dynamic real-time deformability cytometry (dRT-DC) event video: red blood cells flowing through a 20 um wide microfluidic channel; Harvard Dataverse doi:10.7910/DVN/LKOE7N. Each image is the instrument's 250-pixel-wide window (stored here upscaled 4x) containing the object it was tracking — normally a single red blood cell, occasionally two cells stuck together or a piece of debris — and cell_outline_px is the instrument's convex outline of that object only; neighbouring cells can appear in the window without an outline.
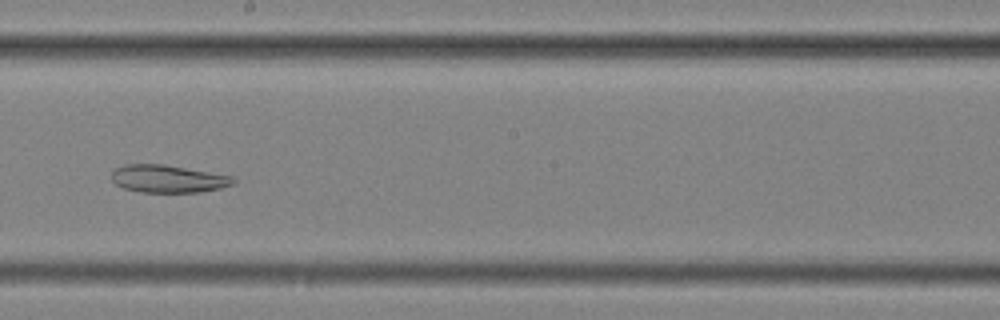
{"species": "common noctule bat (a hibernating species)", "species_latin": "Nyctalus noctula", "temperature_condition": "cold", "stored_images_in_passage": 52, "segment_of_instrument_passage": [2, 2], "camera_frame_rate_fps": 3000, "um_per_image_px": 0.085, "animal": {"sex": "female", "body_mass_g": 25.1}, "frame": {"image": 1, "passage_image": 28, "time_ms": 9.0, "image_size_px": [1000, 320], "cell_outline_px": [[236, 180], [232, 184], [220, 188], [200, 192], [140, 192], [124, 188], [116, 184], [112, 180], [112, 172], [116, 168], [124, 164], [164, 164], [232, 176]], "centroid_in_image_um": [14.26, 15.19], "position_along_channel_um": 233.9, "area_um2": 19.48}}
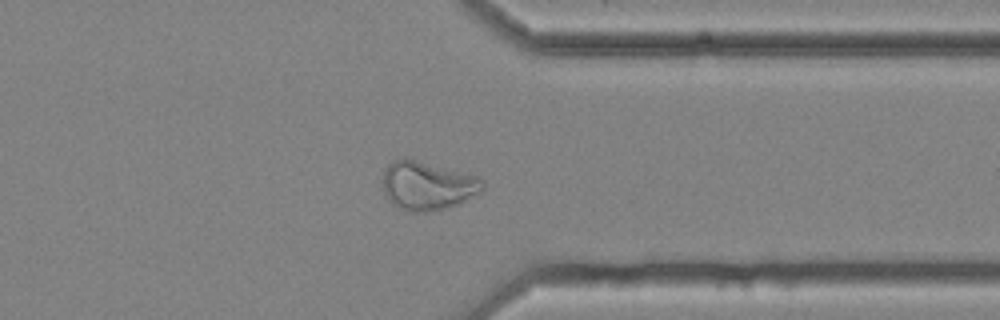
{"frame": {"image": 2, "passage_image": 40, "time_ms": 13.0, "image_size_px": [1000, 320], "cell_outline_px": [[484, 188], [480, 192], [460, 204], [428, 212], [424, 212], [404, 208], [392, 204], [388, 200], [384, 192], [380, 180], [388, 164], [392, 160], [416, 160], [480, 176], [484, 180]], "centroid_in_image_um": [36.36, 15.77], "position_along_channel_um": 375.0, "area_um2": 28.21}}
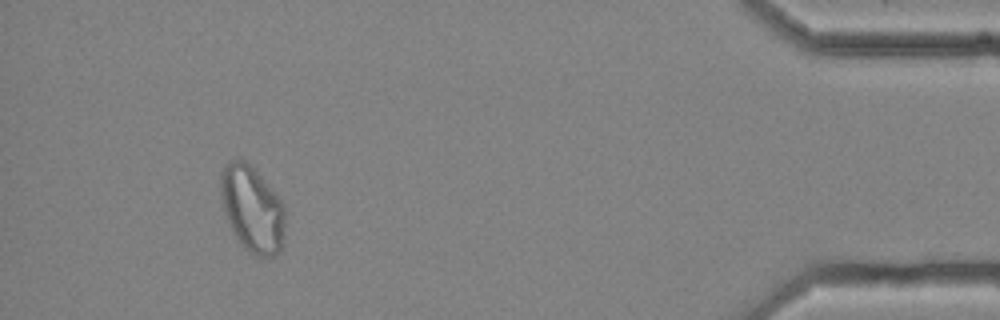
{"frame": {"image": 3, "passage_image": 48, "time_ms": 15.667, "image_size_px": [1000, 320], "cell_outline_px": [[284, 244], [272, 256], [256, 256], [248, 252], [240, 244], [232, 232], [224, 212], [220, 192], [220, 172], [232, 160], [244, 160], [256, 168], [284, 204]], "centroid_in_image_um": [21.43, 17.76], "position_along_channel_um": 413.8, "area_um2": 32.6}}